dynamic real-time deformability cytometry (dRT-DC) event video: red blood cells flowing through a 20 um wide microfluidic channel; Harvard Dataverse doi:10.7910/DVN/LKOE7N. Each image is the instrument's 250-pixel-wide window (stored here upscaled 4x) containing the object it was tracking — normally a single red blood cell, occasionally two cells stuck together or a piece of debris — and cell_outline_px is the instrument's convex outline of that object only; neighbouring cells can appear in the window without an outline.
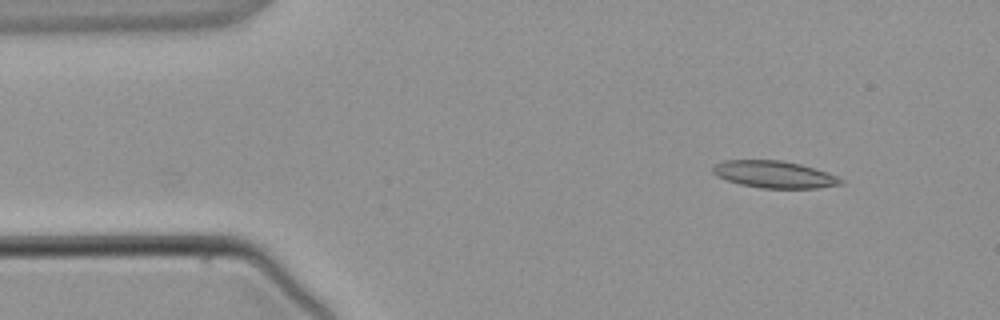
{"species": "common noctule bat (a hibernating species)", "species_latin": "Nyctalus noctula", "temperature_condition": "warm", "stored_images_in_passage": 4, "camera_frame_rate_fps": 3000, "um_per_image_px": 0.085, "animal": {"sex": "male", "body_mass_g": 21.5, "forearm_length_mm": 52.0}, "frame": {"image": 1, "passage_image": 2, "time_ms": 1.333, "image_size_px": [1000, 320], "cell_outline_px": [[844, 184], [816, 188], [764, 188], [740, 184], [716, 176], [712, 172], [712, 168], [716, 164], [724, 160], [784, 160], [816, 168], [828, 172], [844, 180]], "centroid_in_image_um": [65.84, 14.82], "position_along_channel_um": 19.2, "area_um2": 20.23}}
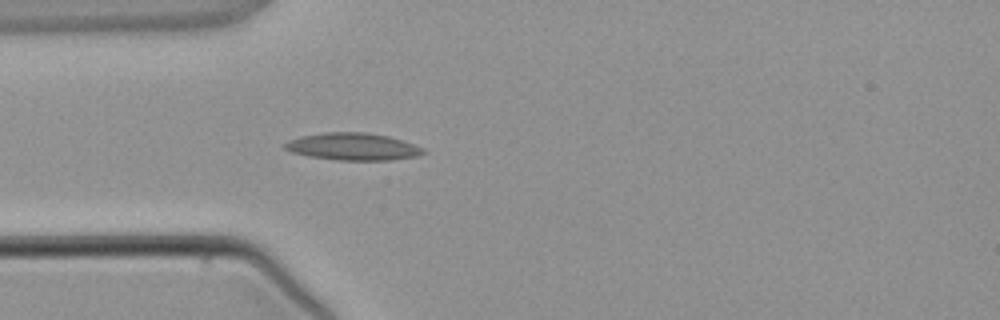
{"frame": {"image": 2, "passage_image": 4, "time_ms": 3.667, "image_size_px": [1000, 320], "cell_outline_px": [[424, 152], [416, 156], [392, 160], [336, 160], [308, 156], [292, 152], [284, 148], [284, 144], [288, 140], [300, 136], [324, 132], [364, 132], [388, 136], [424, 148]], "centroid_in_image_um": [29.95, 12.46], "position_along_channel_um": 55.1, "area_um2": 21.85}}